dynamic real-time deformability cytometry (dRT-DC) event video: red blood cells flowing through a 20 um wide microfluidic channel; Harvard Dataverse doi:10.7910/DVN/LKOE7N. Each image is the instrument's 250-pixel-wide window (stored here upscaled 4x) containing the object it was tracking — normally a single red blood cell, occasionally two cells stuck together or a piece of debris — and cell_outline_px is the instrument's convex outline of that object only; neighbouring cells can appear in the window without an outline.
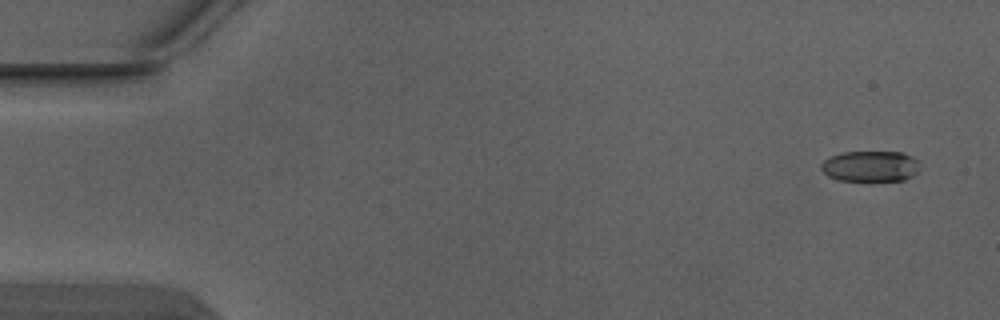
{"species": "Egyptian fruit bat (a non-hibernating species)", "species_latin": "Rousettus aegyptiacus", "temperature_condition": "warm", "stored_images_in_passage": 3, "camera_frame_rate_fps": 3000, "um_per_image_px": 0.085, "animal": {"sex": "male"}, "frame": {"image": 1, "passage_image": 1, "time_ms": 0.0, "image_size_px": [1000, 320], "cell_outline_px": [[920, 168], [912, 176], [904, 180], [840, 180], [828, 176], [820, 168], [820, 164], [824, 160], [832, 156], [844, 152], [900, 152], [912, 156], [920, 160]], "centroid_in_image_um": [74.02, 14.12], "position_along_channel_um": 11.0, "area_um2": 17.69}}
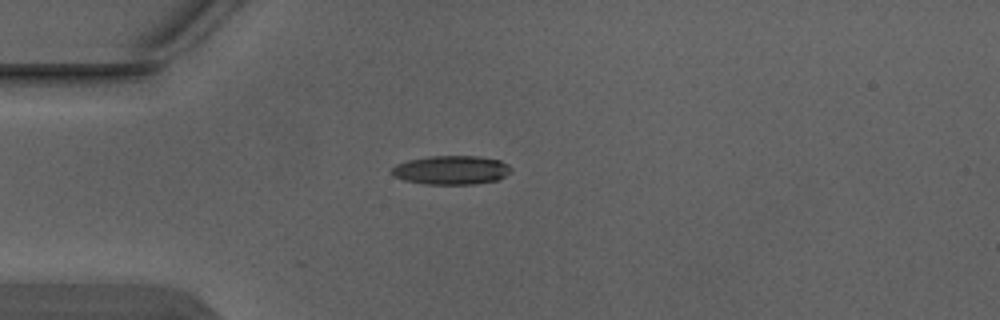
{"frame": {"image": 2, "passage_image": 3, "time_ms": 0.667, "image_size_px": [1000, 320], "cell_outline_px": [[512, 172], [496, 180], [476, 184], [424, 184], [404, 180], [392, 176], [392, 168], [396, 164], [408, 160], [428, 156], [480, 156], [500, 160], [508, 164], [512, 168]], "centroid_in_image_um": [38.37, 14.45], "position_along_channel_um": 46.6, "area_um2": 20.23}}